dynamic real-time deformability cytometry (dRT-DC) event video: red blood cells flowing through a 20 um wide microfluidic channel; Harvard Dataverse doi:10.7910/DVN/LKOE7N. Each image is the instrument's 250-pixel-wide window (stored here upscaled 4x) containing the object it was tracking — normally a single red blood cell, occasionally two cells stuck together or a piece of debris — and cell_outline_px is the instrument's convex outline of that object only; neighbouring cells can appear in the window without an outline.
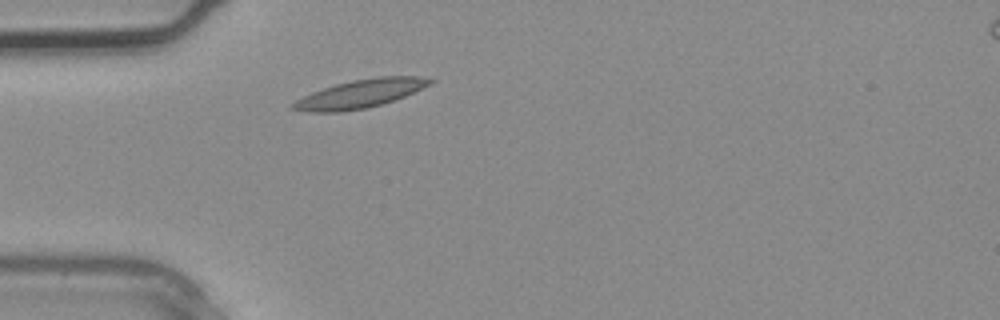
{"species": "common noctule bat (a hibernating species)", "species_latin": "Nyctalus noctula", "temperature_condition": "warm", "stored_images_in_passage": 3, "camera_frame_rate_fps": 3000, "um_per_image_px": 0.085, "animal": {"sex": "male", "body_mass_g": 20.4}, "frame": {"image": 1, "passage_image": 2, "time_ms": 0.333, "image_size_px": [1000, 320], "cell_outline_px": [[436, 80], [432, 84], [404, 96], [380, 104], [364, 108], [340, 112], [308, 112], [292, 108], [288, 104], [312, 92], [336, 84], [352, 80], [380, 76], [420, 76]], "centroid_in_image_um": [30.62, 7.96], "position_along_channel_um": 54.4, "area_um2": 22.43}}